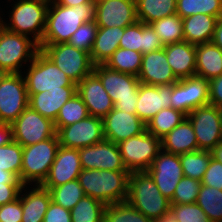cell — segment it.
Returning a JSON list of instances; mask_svg holds the SVG:
<instances>
[{
  "label": "cell",
  "instance_id": "6da1fadb",
  "mask_svg": "<svg viewBox=\"0 0 222 222\" xmlns=\"http://www.w3.org/2000/svg\"><path fill=\"white\" fill-rule=\"evenodd\" d=\"M95 2L67 7L50 1L46 27L40 44L68 43L72 34L84 23L94 20Z\"/></svg>",
  "mask_w": 222,
  "mask_h": 222
},
{
  "label": "cell",
  "instance_id": "7a4b0ae2",
  "mask_svg": "<svg viewBox=\"0 0 222 222\" xmlns=\"http://www.w3.org/2000/svg\"><path fill=\"white\" fill-rule=\"evenodd\" d=\"M126 201L154 222L169 218L170 200L161 194L148 171L129 173Z\"/></svg>",
  "mask_w": 222,
  "mask_h": 222
},
{
  "label": "cell",
  "instance_id": "3957f363",
  "mask_svg": "<svg viewBox=\"0 0 222 222\" xmlns=\"http://www.w3.org/2000/svg\"><path fill=\"white\" fill-rule=\"evenodd\" d=\"M128 177V171L82 169L78 181L86 196L108 205L127 200Z\"/></svg>",
  "mask_w": 222,
  "mask_h": 222
},
{
  "label": "cell",
  "instance_id": "277c9868",
  "mask_svg": "<svg viewBox=\"0 0 222 222\" xmlns=\"http://www.w3.org/2000/svg\"><path fill=\"white\" fill-rule=\"evenodd\" d=\"M12 1V0H8ZM9 23L1 18V25L7 30L26 35L42 42L46 27V14L50 1L48 0H13ZM6 22V23H5Z\"/></svg>",
  "mask_w": 222,
  "mask_h": 222
},
{
  "label": "cell",
  "instance_id": "5b68a950",
  "mask_svg": "<svg viewBox=\"0 0 222 222\" xmlns=\"http://www.w3.org/2000/svg\"><path fill=\"white\" fill-rule=\"evenodd\" d=\"M57 133L44 141L23 147L20 181L23 185H42L48 177L59 148Z\"/></svg>",
  "mask_w": 222,
  "mask_h": 222
},
{
  "label": "cell",
  "instance_id": "8992f818",
  "mask_svg": "<svg viewBox=\"0 0 222 222\" xmlns=\"http://www.w3.org/2000/svg\"><path fill=\"white\" fill-rule=\"evenodd\" d=\"M93 72L101 80L116 109L136 114L138 90L141 83L137 76L109 69L104 64L94 65Z\"/></svg>",
  "mask_w": 222,
  "mask_h": 222
},
{
  "label": "cell",
  "instance_id": "52a82bcc",
  "mask_svg": "<svg viewBox=\"0 0 222 222\" xmlns=\"http://www.w3.org/2000/svg\"><path fill=\"white\" fill-rule=\"evenodd\" d=\"M24 72L28 97L43 91L64 90L67 86H77L51 59L39 50L27 64ZM27 72V73H26Z\"/></svg>",
  "mask_w": 222,
  "mask_h": 222
},
{
  "label": "cell",
  "instance_id": "ba28073f",
  "mask_svg": "<svg viewBox=\"0 0 222 222\" xmlns=\"http://www.w3.org/2000/svg\"><path fill=\"white\" fill-rule=\"evenodd\" d=\"M39 50V44L32 38L0 25L1 73H22V65L31 62Z\"/></svg>",
  "mask_w": 222,
  "mask_h": 222
},
{
  "label": "cell",
  "instance_id": "9c48e42d",
  "mask_svg": "<svg viewBox=\"0 0 222 222\" xmlns=\"http://www.w3.org/2000/svg\"><path fill=\"white\" fill-rule=\"evenodd\" d=\"M39 48L76 84L93 72L90 53L69 43L39 44Z\"/></svg>",
  "mask_w": 222,
  "mask_h": 222
},
{
  "label": "cell",
  "instance_id": "30bf717a",
  "mask_svg": "<svg viewBox=\"0 0 222 222\" xmlns=\"http://www.w3.org/2000/svg\"><path fill=\"white\" fill-rule=\"evenodd\" d=\"M123 164L129 173L147 171L162 150L161 140L147 130L118 143Z\"/></svg>",
  "mask_w": 222,
  "mask_h": 222
},
{
  "label": "cell",
  "instance_id": "8fae6325",
  "mask_svg": "<svg viewBox=\"0 0 222 222\" xmlns=\"http://www.w3.org/2000/svg\"><path fill=\"white\" fill-rule=\"evenodd\" d=\"M22 73L0 74V122L12 124L29 106Z\"/></svg>",
  "mask_w": 222,
  "mask_h": 222
},
{
  "label": "cell",
  "instance_id": "7c38bea8",
  "mask_svg": "<svg viewBox=\"0 0 222 222\" xmlns=\"http://www.w3.org/2000/svg\"><path fill=\"white\" fill-rule=\"evenodd\" d=\"M187 118L192 123L199 150L210 151L222 141V109L207 104L193 109Z\"/></svg>",
  "mask_w": 222,
  "mask_h": 222
},
{
  "label": "cell",
  "instance_id": "4fadbf2b",
  "mask_svg": "<svg viewBox=\"0 0 222 222\" xmlns=\"http://www.w3.org/2000/svg\"><path fill=\"white\" fill-rule=\"evenodd\" d=\"M13 140L22 147L44 141L56 134L54 122L29 106L11 124Z\"/></svg>",
  "mask_w": 222,
  "mask_h": 222
},
{
  "label": "cell",
  "instance_id": "5bb4252c",
  "mask_svg": "<svg viewBox=\"0 0 222 222\" xmlns=\"http://www.w3.org/2000/svg\"><path fill=\"white\" fill-rule=\"evenodd\" d=\"M171 108L186 116L200 106L209 104V81L198 77L179 79L172 84Z\"/></svg>",
  "mask_w": 222,
  "mask_h": 222
},
{
  "label": "cell",
  "instance_id": "9a60e30c",
  "mask_svg": "<svg viewBox=\"0 0 222 222\" xmlns=\"http://www.w3.org/2000/svg\"><path fill=\"white\" fill-rule=\"evenodd\" d=\"M60 146L80 149L105 139L102 118L88 116L74 124L61 127L57 132Z\"/></svg>",
  "mask_w": 222,
  "mask_h": 222
},
{
  "label": "cell",
  "instance_id": "2e32d148",
  "mask_svg": "<svg viewBox=\"0 0 222 222\" xmlns=\"http://www.w3.org/2000/svg\"><path fill=\"white\" fill-rule=\"evenodd\" d=\"M161 194L171 200L183 174L178 154L161 150L147 170Z\"/></svg>",
  "mask_w": 222,
  "mask_h": 222
},
{
  "label": "cell",
  "instance_id": "e0dca14e",
  "mask_svg": "<svg viewBox=\"0 0 222 222\" xmlns=\"http://www.w3.org/2000/svg\"><path fill=\"white\" fill-rule=\"evenodd\" d=\"M82 169L127 171L118 144L102 140L95 145L78 149Z\"/></svg>",
  "mask_w": 222,
  "mask_h": 222
},
{
  "label": "cell",
  "instance_id": "ac0fdd59",
  "mask_svg": "<svg viewBox=\"0 0 222 222\" xmlns=\"http://www.w3.org/2000/svg\"><path fill=\"white\" fill-rule=\"evenodd\" d=\"M94 21L98 27L125 28L138 21L135 0H99L95 2Z\"/></svg>",
  "mask_w": 222,
  "mask_h": 222
},
{
  "label": "cell",
  "instance_id": "d6986e66",
  "mask_svg": "<svg viewBox=\"0 0 222 222\" xmlns=\"http://www.w3.org/2000/svg\"><path fill=\"white\" fill-rule=\"evenodd\" d=\"M102 122L105 139L115 144L146 131V124L136 114L115 107L102 118Z\"/></svg>",
  "mask_w": 222,
  "mask_h": 222
},
{
  "label": "cell",
  "instance_id": "ffe728a7",
  "mask_svg": "<svg viewBox=\"0 0 222 222\" xmlns=\"http://www.w3.org/2000/svg\"><path fill=\"white\" fill-rule=\"evenodd\" d=\"M82 171L78 149L59 146L48 177L43 182L44 188H54L78 179Z\"/></svg>",
  "mask_w": 222,
  "mask_h": 222
},
{
  "label": "cell",
  "instance_id": "44dd1931",
  "mask_svg": "<svg viewBox=\"0 0 222 222\" xmlns=\"http://www.w3.org/2000/svg\"><path fill=\"white\" fill-rule=\"evenodd\" d=\"M77 94L82 98L90 116L104 118L114 108L111 97L94 72L77 84Z\"/></svg>",
  "mask_w": 222,
  "mask_h": 222
},
{
  "label": "cell",
  "instance_id": "7402d4cb",
  "mask_svg": "<svg viewBox=\"0 0 222 222\" xmlns=\"http://www.w3.org/2000/svg\"><path fill=\"white\" fill-rule=\"evenodd\" d=\"M172 84L152 86L140 83L136 115L147 124L160 110L171 108Z\"/></svg>",
  "mask_w": 222,
  "mask_h": 222
},
{
  "label": "cell",
  "instance_id": "603a6c76",
  "mask_svg": "<svg viewBox=\"0 0 222 222\" xmlns=\"http://www.w3.org/2000/svg\"><path fill=\"white\" fill-rule=\"evenodd\" d=\"M142 84L160 86L178 81L167 62L164 48L142 56V65L138 74Z\"/></svg>",
  "mask_w": 222,
  "mask_h": 222
},
{
  "label": "cell",
  "instance_id": "cb8c5ba5",
  "mask_svg": "<svg viewBox=\"0 0 222 222\" xmlns=\"http://www.w3.org/2000/svg\"><path fill=\"white\" fill-rule=\"evenodd\" d=\"M167 62L175 77H193L196 74V45L181 41L164 46Z\"/></svg>",
  "mask_w": 222,
  "mask_h": 222
},
{
  "label": "cell",
  "instance_id": "d4e9b609",
  "mask_svg": "<svg viewBox=\"0 0 222 222\" xmlns=\"http://www.w3.org/2000/svg\"><path fill=\"white\" fill-rule=\"evenodd\" d=\"M29 187L30 185L28 187L23 185L19 194L23 210L21 222H43L44 215L52 201L50 191L42 185Z\"/></svg>",
  "mask_w": 222,
  "mask_h": 222
},
{
  "label": "cell",
  "instance_id": "484cf974",
  "mask_svg": "<svg viewBox=\"0 0 222 222\" xmlns=\"http://www.w3.org/2000/svg\"><path fill=\"white\" fill-rule=\"evenodd\" d=\"M77 93V86H67L64 90L43 91L29 96V107L53 122L60 108Z\"/></svg>",
  "mask_w": 222,
  "mask_h": 222
},
{
  "label": "cell",
  "instance_id": "4316f807",
  "mask_svg": "<svg viewBox=\"0 0 222 222\" xmlns=\"http://www.w3.org/2000/svg\"><path fill=\"white\" fill-rule=\"evenodd\" d=\"M162 150L173 154H183L199 150L192 123L186 117L161 139Z\"/></svg>",
  "mask_w": 222,
  "mask_h": 222
},
{
  "label": "cell",
  "instance_id": "83f0119b",
  "mask_svg": "<svg viewBox=\"0 0 222 222\" xmlns=\"http://www.w3.org/2000/svg\"><path fill=\"white\" fill-rule=\"evenodd\" d=\"M218 17L196 14L183 18L184 41L193 45L212 42Z\"/></svg>",
  "mask_w": 222,
  "mask_h": 222
},
{
  "label": "cell",
  "instance_id": "f1b7e54d",
  "mask_svg": "<svg viewBox=\"0 0 222 222\" xmlns=\"http://www.w3.org/2000/svg\"><path fill=\"white\" fill-rule=\"evenodd\" d=\"M222 75V49L213 42L196 45L195 76L210 81Z\"/></svg>",
  "mask_w": 222,
  "mask_h": 222
},
{
  "label": "cell",
  "instance_id": "f546056e",
  "mask_svg": "<svg viewBox=\"0 0 222 222\" xmlns=\"http://www.w3.org/2000/svg\"><path fill=\"white\" fill-rule=\"evenodd\" d=\"M124 28L98 27L90 57L94 65L105 64L112 54L120 47L119 42Z\"/></svg>",
  "mask_w": 222,
  "mask_h": 222
},
{
  "label": "cell",
  "instance_id": "4dcf8cb0",
  "mask_svg": "<svg viewBox=\"0 0 222 222\" xmlns=\"http://www.w3.org/2000/svg\"><path fill=\"white\" fill-rule=\"evenodd\" d=\"M23 147L12 140L0 147V182L22 184L20 179Z\"/></svg>",
  "mask_w": 222,
  "mask_h": 222
},
{
  "label": "cell",
  "instance_id": "1f68e13d",
  "mask_svg": "<svg viewBox=\"0 0 222 222\" xmlns=\"http://www.w3.org/2000/svg\"><path fill=\"white\" fill-rule=\"evenodd\" d=\"M137 19L145 24L176 14L177 0H135Z\"/></svg>",
  "mask_w": 222,
  "mask_h": 222
},
{
  "label": "cell",
  "instance_id": "d6a6232c",
  "mask_svg": "<svg viewBox=\"0 0 222 222\" xmlns=\"http://www.w3.org/2000/svg\"><path fill=\"white\" fill-rule=\"evenodd\" d=\"M186 117L181 111L173 108H164L148 121L146 130L161 140Z\"/></svg>",
  "mask_w": 222,
  "mask_h": 222
},
{
  "label": "cell",
  "instance_id": "836d02e7",
  "mask_svg": "<svg viewBox=\"0 0 222 222\" xmlns=\"http://www.w3.org/2000/svg\"><path fill=\"white\" fill-rule=\"evenodd\" d=\"M143 54L130 49L118 48L104 64L109 69L138 76Z\"/></svg>",
  "mask_w": 222,
  "mask_h": 222
},
{
  "label": "cell",
  "instance_id": "e575fe53",
  "mask_svg": "<svg viewBox=\"0 0 222 222\" xmlns=\"http://www.w3.org/2000/svg\"><path fill=\"white\" fill-rule=\"evenodd\" d=\"M164 46L184 41L183 20L177 14L155 20L149 24Z\"/></svg>",
  "mask_w": 222,
  "mask_h": 222
},
{
  "label": "cell",
  "instance_id": "d590c367",
  "mask_svg": "<svg viewBox=\"0 0 222 222\" xmlns=\"http://www.w3.org/2000/svg\"><path fill=\"white\" fill-rule=\"evenodd\" d=\"M211 158V152L208 150H196L179 154L184 176L201 182Z\"/></svg>",
  "mask_w": 222,
  "mask_h": 222
},
{
  "label": "cell",
  "instance_id": "8d00e7d4",
  "mask_svg": "<svg viewBox=\"0 0 222 222\" xmlns=\"http://www.w3.org/2000/svg\"><path fill=\"white\" fill-rule=\"evenodd\" d=\"M105 204L90 196H84L70 210L71 222H103Z\"/></svg>",
  "mask_w": 222,
  "mask_h": 222
},
{
  "label": "cell",
  "instance_id": "74e56055",
  "mask_svg": "<svg viewBox=\"0 0 222 222\" xmlns=\"http://www.w3.org/2000/svg\"><path fill=\"white\" fill-rule=\"evenodd\" d=\"M176 14L182 19L196 14H207L220 18L222 0H177Z\"/></svg>",
  "mask_w": 222,
  "mask_h": 222
},
{
  "label": "cell",
  "instance_id": "f35d334b",
  "mask_svg": "<svg viewBox=\"0 0 222 222\" xmlns=\"http://www.w3.org/2000/svg\"><path fill=\"white\" fill-rule=\"evenodd\" d=\"M196 203L211 222H222V190L201 185Z\"/></svg>",
  "mask_w": 222,
  "mask_h": 222
},
{
  "label": "cell",
  "instance_id": "ab89813d",
  "mask_svg": "<svg viewBox=\"0 0 222 222\" xmlns=\"http://www.w3.org/2000/svg\"><path fill=\"white\" fill-rule=\"evenodd\" d=\"M89 116L88 109L82 98L76 93L60 108L54 121L56 132L61 128L74 124Z\"/></svg>",
  "mask_w": 222,
  "mask_h": 222
},
{
  "label": "cell",
  "instance_id": "60d3db41",
  "mask_svg": "<svg viewBox=\"0 0 222 222\" xmlns=\"http://www.w3.org/2000/svg\"><path fill=\"white\" fill-rule=\"evenodd\" d=\"M50 191L52 201L65 209L71 210L85 196L78 179L63 185L46 188Z\"/></svg>",
  "mask_w": 222,
  "mask_h": 222
},
{
  "label": "cell",
  "instance_id": "b9f144b4",
  "mask_svg": "<svg viewBox=\"0 0 222 222\" xmlns=\"http://www.w3.org/2000/svg\"><path fill=\"white\" fill-rule=\"evenodd\" d=\"M103 222H154L132 207L127 201L105 206Z\"/></svg>",
  "mask_w": 222,
  "mask_h": 222
},
{
  "label": "cell",
  "instance_id": "7bdbcfd3",
  "mask_svg": "<svg viewBox=\"0 0 222 222\" xmlns=\"http://www.w3.org/2000/svg\"><path fill=\"white\" fill-rule=\"evenodd\" d=\"M169 219L173 222H211L197 203L171 204Z\"/></svg>",
  "mask_w": 222,
  "mask_h": 222
},
{
  "label": "cell",
  "instance_id": "ee69618b",
  "mask_svg": "<svg viewBox=\"0 0 222 222\" xmlns=\"http://www.w3.org/2000/svg\"><path fill=\"white\" fill-rule=\"evenodd\" d=\"M201 182L187 176H183L177 184L170 204H193L198 198Z\"/></svg>",
  "mask_w": 222,
  "mask_h": 222
},
{
  "label": "cell",
  "instance_id": "f6af8a7d",
  "mask_svg": "<svg viewBox=\"0 0 222 222\" xmlns=\"http://www.w3.org/2000/svg\"><path fill=\"white\" fill-rule=\"evenodd\" d=\"M97 30L98 26L94 20L84 23L72 34L68 43L90 53L96 38Z\"/></svg>",
  "mask_w": 222,
  "mask_h": 222
},
{
  "label": "cell",
  "instance_id": "bcb514c9",
  "mask_svg": "<svg viewBox=\"0 0 222 222\" xmlns=\"http://www.w3.org/2000/svg\"><path fill=\"white\" fill-rule=\"evenodd\" d=\"M119 46L123 49H130L142 53L143 22L137 21L133 25L125 27Z\"/></svg>",
  "mask_w": 222,
  "mask_h": 222
},
{
  "label": "cell",
  "instance_id": "7dc6e473",
  "mask_svg": "<svg viewBox=\"0 0 222 222\" xmlns=\"http://www.w3.org/2000/svg\"><path fill=\"white\" fill-rule=\"evenodd\" d=\"M201 184L222 190V164L219 161L211 158Z\"/></svg>",
  "mask_w": 222,
  "mask_h": 222
},
{
  "label": "cell",
  "instance_id": "c3c4849f",
  "mask_svg": "<svg viewBox=\"0 0 222 222\" xmlns=\"http://www.w3.org/2000/svg\"><path fill=\"white\" fill-rule=\"evenodd\" d=\"M22 214L20 198L0 206V222H21Z\"/></svg>",
  "mask_w": 222,
  "mask_h": 222
},
{
  "label": "cell",
  "instance_id": "681fc988",
  "mask_svg": "<svg viewBox=\"0 0 222 222\" xmlns=\"http://www.w3.org/2000/svg\"><path fill=\"white\" fill-rule=\"evenodd\" d=\"M164 48L159 36L155 33L149 24L143 23V47L142 54H147L153 51Z\"/></svg>",
  "mask_w": 222,
  "mask_h": 222
},
{
  "label": "cell",
  "instance_id": "f907efd6",
  "mask_svg": "<svg viewBox=\"0 0 222 222\" xmlns=\"http://www.w3.org/2000/svg\"><path fill=\"white\" fill-rule=\"evenodd\" d=\"M43 222H71L70 210L51 201L44 215Z\"/></svg>",
  "mask_w": 222,
  "mask_h": 222
},
{
  "label": "cell",
  "instance_id": "816d5d0a",
  "mask_svg": "<svg viewBox=\"0 0 222 222\" xmlns=\"http://www.w3.org/2000/svg\"><path fill=\"white\" fill-rule=\"evenodd\" d=\"M23 184H6L0 182V206L19 198Z\"/></svg>",
  "mask_w": 222,
  "mask_h": 222
},
{
  "label": "cell",
  "instance_id": "f5cc1de1",
  "mask_svg": "<svg viewBox=\"0 0 222 222\" xmlns=\"http://www.w3.org/2000/svg\"><path fill=\"white\" fill-rule=\"evenodd\" d=\"M209 104L222 109V75L209 81Z\"/></svg>",
  "mask_w": 222,
  "mask_h": 222
},
{
  "label": "cell",
  "instance_id": "db71d44e",
  "mask_svg": "<svg viewBox=\"0 0 222 222\" xmlns=\"http://www.w3.org/2000/svg\"><path fill=\"white\" fill-rule=\"evenodd\" d=\"M13 140L11 124L0 122V147L9 144Z\"/></svg>",
  "mask_w": 222,
  "mask_h": 222
},
{
  "label": "cell",
  "instance_id": "11a10c76",
  "mask_svg": "<svg viewBox=\"0 0 222 222\" xmlns=\"http://www.w3.org/2000/svg\"><path fill=\"white\" fill-rule=\"evenodd\" d=\"M212 42L222 49V16L217 21Z\"/></svg>",
  "mask_w": 222,
  "mask_h": 222
},
{
  "label": "cell",
  "instance_id": "9f6ffc18",
  "mask_svg": "<svg viewBox=\"0 0 222 222\" xmlns=\"http://www.w3.org/2000/svg\"><path fill=\"white\" fill-rule=\"evenodd\" d=\"M57 4L67 7H76L81 4H90L93 0H54Z\"/></svg>",
  "mask_w": 222,
  "mask_h": 222
},
{
  "label": "cell",
  "instance_id": "6f0895ef",
  "mask_svg": "<svg viewBox=\"0 0 222 222\" xmlns=\"http://www.w3.org/2000/svg\"><path fill=\"white\" fill-rule=\"evenodd\" d=\"M212 158L219 161L222 164V141L215 145L211 150Z\"/></svg>",
  "mask_w": 222,
  "mask_h": 222
},
{
  "label": "cell",
  "instance_id": "680465c9",
  "mask_svg": "<svg viewBox=\"0 0 222 222\" xmlns=\"http://www.w3.org/2000/svg\"><path fill=\"white\" fill-rule=\"evenodd\" d=\"M162 222H173V221H171L169 218H167V219H165V220L162 221Z\"/></svg>",
  "mask_w": 222,
  "mask_h": 222
}]
</instances>
